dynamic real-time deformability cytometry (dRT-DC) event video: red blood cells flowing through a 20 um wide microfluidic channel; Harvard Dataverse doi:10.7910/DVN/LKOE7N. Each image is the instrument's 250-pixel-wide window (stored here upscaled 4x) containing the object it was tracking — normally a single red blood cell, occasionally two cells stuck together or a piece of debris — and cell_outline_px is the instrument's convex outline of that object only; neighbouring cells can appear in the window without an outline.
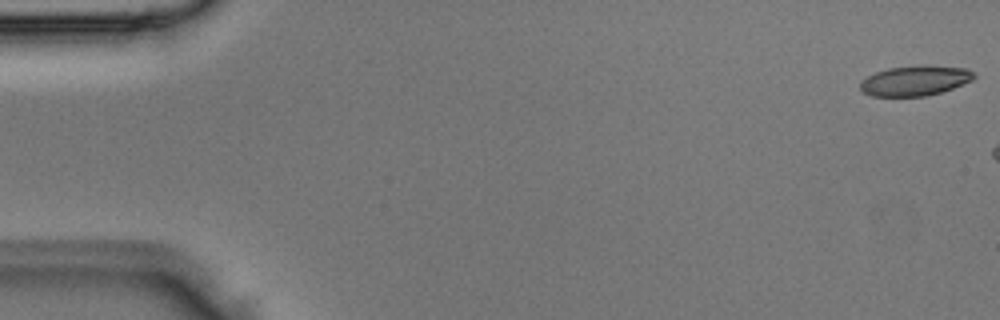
{"species": "Egyptian fruit bat (a non-hibernating species)", "species_latin": "Rousettus aegyptiacus", "temperature_condition": "room temperature", "stored_images_in_passage": 3, "camera_frame_rate_fps": 3000, "um_per_image_px": 0.085, "animal": {"sex": "male"}, "frame": {"image": 1, "passage_image": 1, "time_ms": 0.0, "image_size_px": [1000, 320], "cell_outline_px": [[976, 76], [972, 80], [952, 88], [940, 92], [924, 96], [872, 96], [864, 92], [860, 88], [860, 80], [876, 72], [888, 68], [968, 68]], "centroid_in_image_um": [77.72, 6.91], "position_along_channel_um": 7.3, "area_um2": 18.84}}